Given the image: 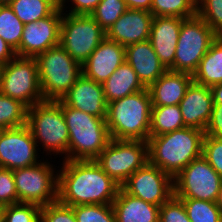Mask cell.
<instances>
[{
  "instance_id": "cell-30",
  "label": "cell",
  "mask_w": 222,
  "mask_h": 222,
  "mask_svg": "<svg viewBox=\"0 0 222 222\" xmlns=\"http://www.w3.org/2000/svg\"><path fill=\"white\" fill-rule=\"evenodd\" d=\"M24 24L9 5H0V37L16 52L19 49Z\"/></svg>"
},
{
  "instance_id": "cell-2",
  "label": "cell",
  "mask_w": 222,
  "mask_h": 222,
  "mask_svg": "<svg viewBox=\"0 0 222 222\" xmlns=\"http://www.w3.org/2000/svg\"><path fill=\"white\" fill-rule=\"evenodd\" d=\"M205 132L184 127L148 138V162L173 179L195 158L202 155Z\"/></svg>"
},
{
  "instance_id": "cell-17",
  "label": "cell",
  "mask_w": 222,
  "mask_h": 222,
  "mask_svg": "<svg viewBox=\"0 0 222 222\" xmlns=\"http://www.w3.org/2000/svg\"><path fill=\"white\" fill-rule=\"evenodd\" d=\"M125 61V47L105 38L82 64V74L103 84Z\"/></svg>"
},
{
  "instance_id": "cell-40",
  "label": "cell",
  "mask_w": 222,
  "mask_h": 222,
  "mask_svg": "<svg viewBox=\"0 0 222 222\" xmlns=\"http://www.w3.org/2000/svg\"><path fill=\"white\" fill-rule=\"evenodd\" d=\"M204 132L205 135L222 139V105L213 104L211 118Z\"/></svg>"
},
{
  "instance_id": "cell-33",
  "label": "cell",
  "mask_w": 222,
  "mask_h": 222,
  "mask_svg": "<svg viewBox=\"0 0 222 222\" xmlns=\"http://www.w3.org/2000/svg\"><path fill=\"white\" fill-rule=\"evenodd\" d=\"M77 222H116L112 204L72 206Z\"/></svg>"
},
{
  "instance_id": "cell-26",
  "label": "cell",
  "mask_w": 222,
  "mask_h": 222,
  "mask_svg": "<svg viewBox=\"0 0 222 222\" xmlns=\"http://www.w3.org/2000/svg\"><path fill=\"white\" fill-rule=\"evenodd\" d=\"M184 127L179 105L152 106L150 136H159Z\"/></svg>"
},
{
  "instance_id": "cell-36",
  "label": "cell",
  "mask_w": 222,
  "mask_h": 222,
  "mask_svg": "<svg viewBox=\"0 0 222 222\" xmlns=\"http://www.w3.org/2000/svg\"><path fill=\"white\" fill-rule=\"evenodd\" d=\"M40 222H77L73 207L59 201L41 207Z\"/></svg>"
},
{
  "instance_id": "cell-12",
  "label": "cell",
  "mask_w": 222,
  "mask_h": 222,
  "mask_svg": "<svg viewBox=\"0 0 222 222\" xmlns=\"http://www.w3.org/2000/svg\"><path fill=\"white\" fill-rule=\"evenodd\" d=\"M222 177L201 155L192 160L174 179V196L216 202Z\"/></svg>"
},
{
  "instance_id": "cell-14",
  "label": "cell",
  "mask_w": 222,
  "mask_h": 222,
  "mask_svg": "<svg viewBox=\"0 0 222 222\" xmlns=\"http://www.w3.org/2000/svg\"><path fill=\"white\" fill-rule=\"evenodd\" d=\"M37 143L27 125L0 133V168L18 169L39 163Z\"/></svg>"
},
{
  "instance_id": "cell-27",
  "label": "cell",
  "mask_w": 222,
  "mask_h": 222,
  "mask_svg": "<svg viewBox=\"0 0 222 222\" xmlns=\"http://www.w3.org/2000/svg\"><path fill=\"white\" fill-rule=\"evenodd\" d=\"M9 6L20 21L26 25L50 16L59 4L55 0H13Z\"/></svg>"
},
{
  "instance_id": "cell-5",
  "label": "cell",
  "mask_w": 222,
  "mask_h": 222,
  "mask_svg": "<svg viewBox=\"0 0 222 222\" xmlns=\"http://www.w3.org/2000/svg\"><path fill=\"white\" fill-rule=\"evenodd\" d=\"M35 59L44 101L62 100L82 75V65L61 45L48 49Z\"/></svg>"
},
{
  "instance_id": "cell-45",
  "label": "cell",
  "mask_w": 222,
  "mask_h": 222,
  "mask_svg": "<svg viewBox=\"0 0 222 222\" xmlns=\"http://www.w3.org/2000/svg\"><path fill=\"white\" fill-rule=\"evenodd\" d=\"M216 205L220 209V211L222 212V182H221L220 189H219V192H218V196H217V199H216Z\"/></svg>"
},
{
  "instance_id": "cell-10",
  "label": "cell",
  "mask_w": 222,
  "mask_h": 222,
  "mask_svg": "<svg viewBox=\"0 0 222 222\" xmlns=\"http://www.w3.org/2000/svg\"><path fill=\"white\" fill-rule=\"evenodd\" d=\"M95 161L117 184L127 179L148 162V143L140 140L111 139Z\"/></svg>"
},
{
  "instance_id": "cell-24",
  "label": "cell",
  "mask_w": 222,
  "mask_h": 222,
  "mask_svg": "<svg viewBox=\"0 0 222 222\" xmlns=\"http://www.w3.org/2000/svg\"><path fill=\"white\" fill-rule=\"evenodd\" d=\"M102 85L106 103L146 89L126 61Z\"/></svg>"
},
{
  "instance_id": "cell-4",
  "label": "cell",
  "mask_w": 222,
  "mask_h": 222,
  "mask_svg": "<svg viewBox=\"0 0 222 222\" xmlns=\"http://www.w3.org/2000/svg\"><path fill=\"white\" fill-rule=\"evenodd\" d=\"M61 108L69 132L68 160H95L111 140L106 118L69 107L62 100Z\"/></svg>"
},
{
  "instance_id": "cell-46",
  "label": "cell",
  "mask_w": 222,
  "mask_h": 222,
  "mask_svg": "<svg viewBox=\"0 0 222 222\" xmlns=\"http://www.w3.org/2000/svg\"><path fill=\"white\" fill-rule=\"evenodd\" d=\"M58 4H59V7L61 8V10L63 11L64 10V4L66 2V0H55Z\"/></svg>"
},
{
  "instance_id": "cell-28",
  "label": "cell",
  "mask_w": 222,
  "mask_h": 222,
  "mask_svg": "<svg viewBox=\"0 0 222 222\" xmlns=\"http://www.w3.org/2000/svg\"><path fill=\"white\" fill-rule=\"evenodd\" d=\"M27 110L20 101L0 93V128L3 130L27 125Z\"/></svg>"
},
{
  "instance_id": "cell-48",
  "label": "cell",
  "mask_w": 222,
  "mask_h": 222,
  "mask_svg": "<svg viewBox=\"0 0 222 222\" xmlns=\"http://www.w3.org/2000/svg\"><path fill=\"white\" fill-rule=\"evenodd\" d=\"M2 209L3 207L0 206V222H3Z\"/></svg>"
},
{
  "instance_id": "cell-18",
  "label": "cell",
  "mask_w": 222,
  "mask_h": 222,
  "mask_svg": "<svg viewBox=\"0 0 222 222\" xmlns=\"http://www.w3.org/2000/svg\"><path fill=\"white\" fill-rule=\"evenodd\" d=\"M213 104L211 89L192 81L179 102L184 125L205 131L211 118Z\"/></svg>"
},
{
  "instance_id": "cell-3",
  "label": "cell",
  "mask_w": 222,
  "mask_h": 222,
  "mask_svg": "<svg viewBox=\"0 0 222 222\" xmlns=\"http://www.w3.org/2000/svg\"><path fill=\"white\" fill-rule=\"evenodd\" d=\"M152 102L148 88L107 103L111 139L148 141Z\"/></svg>"
},
{
  "instance_id": "cell-13",
  "label": "cell",
  "mask_w": 222,
  "mask_h": 222,
  "mask_svg": "<svg viewBox=\"0 0 222 222\" xmlns=\"http://www.w3.org/2000/svg\"><path fill=\"white\" fill-rule=\"evenodd\" d=\"M121 188L156 206H161L174 195L173 178L149 162L134 172Z\"/></svg>"
},
{
  "instance_id": "cell-37",
  "label": "cell",
  "mask_w": 222,
  "mask_h": 222,
  "mask_svg": "<svg viewBox=\"0 0 222 222\" xmlns=\"http://www.w3.org/2000/svg\"><path fill=\"white\" fill-rule=\"evenodd\" d=\"M159 222H191L183 202L174 195L159 209Z\"/></svg>"
},
{
  "instance_id": "cell-19",
  "label": "cell",
  "mask_w": 222,
  "mask_h": 222,
  "mask_svg": "<svg viewBox=\"0 0 222 222\" xmlns=\"http://www.w3.org/2000/svg\"><path fill=\"white\" fill-rule=\"evenodd\" d=\"M62 101L69 107L94 115L99 118H106L107 103L104 98L103 85L83 74Z\"/></svg>"
},
{
  "instance_id": "cell-6",
  "label": "cell",
  "mask_w": 222,
  "mask_h": 222,
  "mask_svg": "<svg viewBox=\"0 0 222 222\" xmlns=\"http://www.w3.org/2000/svg\"><path fill=\"white\" fill-rule=\"evenodd\" d=\"M27 126L35 142L42 144L48 155L66 154L68 160L69 132L61 108V100L42 101L27 110ZM40 140V141H39Z\"/></svg>"
},
{
  "instance_id": "cell-29",
  "label": "cell",
  "mask_w": 222,
  "mask_h": 222,
  "mask_svg": "<svg viewBox=\"0 0 222 222\" xmlns=\"http://www.w3.org/2000/svg\"><path fill=\"white\" fill-rule=\"evenodd\" d=\"M153 17L191 18L197 15V0H153Z\"/></svg>"
},
{
  "instance_id": "cell-7",
  "label": "cell",
  "mask_w": 222,
  "mask_h": 222,
  "mask_svg": "<svg viewBox=\"0 0 222 222\" xmlns=\"http://www.w3.org/2000/svg\"><path fill=\"white\" fill-rule=\"evenodd\" d=\"M0 93L27 108L44 101L35 58L15 56L0 67Z\"/></svg>"
},
{
  "instance_id": "cell-21",
  "label": "cell",
  "mask_w": 222,
  "mask_h": 222,
  "mask_svg": "<svg viewBox=\"0 0 222 222\" xmlns=\"http://www.w3.org/2000/svg\"><path fill=\"white\" fill-rule=\"evenodd\" d=\"M125 60L136 72L139 81L145 88H148L167 71L149 40L126 46Z\"/></svg>"
},
{
  "instance_id": "cell-43",
  "label": "cell",
  "mask_w": 222,
  "mask_h": 222,
  "mask_svg": "<svg viewBox=\"0 0 222 222\" xmlns=\"http://www.w3.org/2000/svg\"><path fill=\"white\" fill-rule=\"evenodd\" d=\"M127 8L151 12L153 0H124Z\"/></svg>"
},
{
  "instance_id": "cell-44",
  "label": "cell",
  "mask_w": 222,
  "mask_h": 222,
  "mask_svg": "<svg viewBox=\"0 0 222 222\" xmlns=\"http://www.w3.org/2000/svg\"><path fill=\"white\" fill-rule=\"evenodd\" d=\"M213 96V103L222 105V84L210 88Z\"/></svg>"
},
{
  "instance_id": "cell-20",
  "label": "cell",
  "mask_w": 222,
  "mask_h": 222,
  "mask_svg": "<svg viewBox=\"0 0 222 222\" xmlns=\"http://www.w3.org/2000/svg\"><path fill=\"white\" fill-rule=\"evenodd\" d=\"M184 18L153 17L149 41L161 63L174 72V58Z\"/></svg>"
},
{
  "instance_id": "cell-25",
  "label": "cell",
  "mask_w": 222,
  "mask_h": 222,
  "mask_svg": "<svg viewBox=\"0 0 222 222\" xmlns=\"http://www.w3.org/2000/svg\"><path fill=\"white\" fill-rule=\"evenodd\" d=\"M193 81L209 88L222 84V35L216 38L200 60Z\"/></svg>"
},
{
  "instance_id": "cell-15",
  "label": "cell",
  "mask_w": 222,
  "mask_h": 222,
  "mask_svg": "<svg viewBox=\"0 0 222 222\" xmlns=\"http://www.w3.org/2000/svg\"><path fill=\"white\" fill-rule=\"evenodd\" d=\"M63 12L58 7L50 16L24 25L16 56L35 58L50 48L60 45V26Z\"/></svg>"
},
{
  "instance_id": "cell-41",
  "label": "cell",
  "mask_w": 222,
  "mask_h": 222,
  "mask_svg": "<svg viewBox=\"0 0 222 222\" xmlns=\"http://www.w3.org/2000/svg\"><path fill=\"white\" fill-rule=\"evenodd\" d=\"M101 0H71L72 5H74L70 14H82V15H91V13L96 9L97 5Z\"/></svg>"
},
{
  "instance_id": "cell-11",
  "label": "cell",
  "mask_w": 222,
  "mask_h": 222,
  "mask_svg": "<svg viewBox=\"0 0 222 222\" xmlns=\"http://www.w3.org/2000/svg\"><path fill=\"white\" fill-rule=\"evenodd\" d=\"M29 167L13 170L18 203L43 207L58 201V173L53 165L41 161Z\"/></svg>"
},
{
  "instance_id": "cell-16",
  "label": "cell",
  "mask_w": 222,
  "mask_h": 222,
  "mask_svg": "<svg viewBox=\"0 0 222 222\" xmlns=\"http://www.w3.org/2000/svg\"><path fill=\"white\" fill-rule=\"evenodd\" d=\"M153 14L145 10L127 9L106 31V38L126 47L149 40Z\"/></svg>"
},
{
  "instance_id": "cell-9",
  "label": "cell",
  "mask_w": 222,
  "mask_h": 222,
  "mask_svg": "<svg viewBox=\"0 0 222 222\" xmlns=\"http://www.w3.org/2000/svg\"><path fill=\"white\" fill-rule=\"evenodd\" d=\"M106 38L104 29L91 15L63 13L60 26V45L79 64Z\"/></svg>"
},
{
  "instance_id": "cell-39",
  "label": "cell",
  "mask_w": 222,
  "mask_h": 222,
  "mask_svg": "<svg viewBox=\"0 0 222 222\" xmlns=\"http://www.w3.org/2000/svg\"><path fill=\"white\" fill-rule=\"evenodd\" d=\"M18 203L13 170L0 168V206Z\"/></svg>"
},
{
  "instance_id": "cell-47",
  "label": "cell",
  "mask_w": 222,
  "mask_h": 222,
  "mask_svg": "<svg viewBox=\"0 0 222 222\" xmlns=\"http://www.w3.org/2000/svg\"><path fill=\"white\" fill-rule=\"evenodd\" d=\"M13 0H0V5H9Z\"/></svg>"
},
{
  "instance_id": "cell-22",
  "label": "cell",
  "mask_w": 222,
  "mask_h": 222,
  "mask_svg": "<svg viewBox=\"0 0 222 222\" xmlns=\"http://www.w3.org/2000/svg\"><path fill=\"white\" fill-rule=\"evenodd\" d=\"M193 81V75L167 70L149 87L152 106L179 105Z\"/></svg>"
},
{
  "instance_id": "cell-34",
  "label": "cell",
  "mask_w": 222,
  "mask_h": 222,
  "mask_svg": "<svg viewBox=\"0 0 222 222\" xmlns=\"http://www.w3.org/2000/svg\"><path fill=\"white\" fill-rule=\"evenodd\" d=\"M197 15L218 35H222V0H197Z\"/></svg>"
},
{
  "instance_id": "cell-42",
  "label": "cell",
  "mask_w": 222,
  "mask_h": 222,
  "mask_svg": "<svg viewBox=\"0 0 222 222\" xmlns=\"http://www.w3.org/2000/svg\"><path fill=\"white\" fill-rule=\"evenodd\" d=\"M15 56V51L0 37V67H3Z\"/></svg>"
},
{
  "instance_id": "cell-31",
  "label": "cell",
  "mask_w": 222,
  "mask_h": 222,
  "mask_svg": "<svg viewBox=\"0 0 222 222\" xmlns=\"http://www.w3.org/2000/svg\"><path fill=\"white\" fill-rule=\"evenodd\" d=\"M191 222H222V212L216 202L193 198H179Z\"/></svg>"
},
{
  "instance_id": "cell-38",
  "label": "cell",
  "mask_w": 222,
  "mask_h": 222,
  "mask_svg": "<svg viewBox=\"0 0 222 222\" xmlns=\"http://www.w3.org/2000/svg\"><path fill=\"white\" fill-rule=\"evenodd\" d=\"M202 156L222 177V139L204 135Z\"/></svg>"
},
{
  "instance_id": "cell-35",
  "label": "cell",
  "mask_w": 222,
  "mask_h": 222,
  "mask_svg": "<svg viewBox=\"0 0 222 222\" xmlns=\"http://www.w3.org/2000/svg\"><path fill=\"white\" fill-rule=\"evenodd\" d=\"M40 210L35 204H11L2 209L3 222H40Z\"/></svg>"
},
{
  "instance_id": "cell-32",
  "label": "cell",
  "mask_w": 222,
  "mask_h": 222,
  "mask_svg": "<svg viewBox=\"0 0 222 222\" xmlns=\"http://www.w3.org/2000/svg\"><path fill=\"white\" fill-rule=\"evenodd\" d=\"M127 9L124 0H101L91 16L106 32Z\"/></svg>"
},
{
  "instance_id": "cell-23",
  "label": "cell",
  "mask_w": 222,
  "mask_h": 222,
  "mask_svg": "<svg viewBox=\"0 0 222 222\" xmlns=\"http://www.w3.org/2000/svg\"><path fill=\"white\" fill-rule=\"evenodd\" d=\"M112 206L116 222H159L160 206L131 196L122 188L119 189Z\"/></svg>"
},
{
  "instance_id": "cell-1",
  "label": "cell",
  "mask_w": 222,
  "mask_h": 222,
  "mask_svg": "<svg viewBox=\"0 0 222 222\" xmlns=\"http://www.w3.org/2000/svg\"><path fill=\"white\" fill-rule=\"evenodd\" d=\"M58 172V201L67 206L112 204L121 186L95 160H64Z\"/></svg>"
},
{
  "instance_id": "cell-8",
  "label": "cell",
  "mask_w": 222,
  "mask_h": 222,
  "mask_svg": "<svg viewBox=\"0 0 222 222\" xmlns=\"http://www.w3.org/2000/svg\"><path fill=\"white\" fill-rule=\"evenodd\" d=\"M217 37L198 15L184 19L176 46L174 72L193 75Z\"/></svg>"
}]
</instances>
